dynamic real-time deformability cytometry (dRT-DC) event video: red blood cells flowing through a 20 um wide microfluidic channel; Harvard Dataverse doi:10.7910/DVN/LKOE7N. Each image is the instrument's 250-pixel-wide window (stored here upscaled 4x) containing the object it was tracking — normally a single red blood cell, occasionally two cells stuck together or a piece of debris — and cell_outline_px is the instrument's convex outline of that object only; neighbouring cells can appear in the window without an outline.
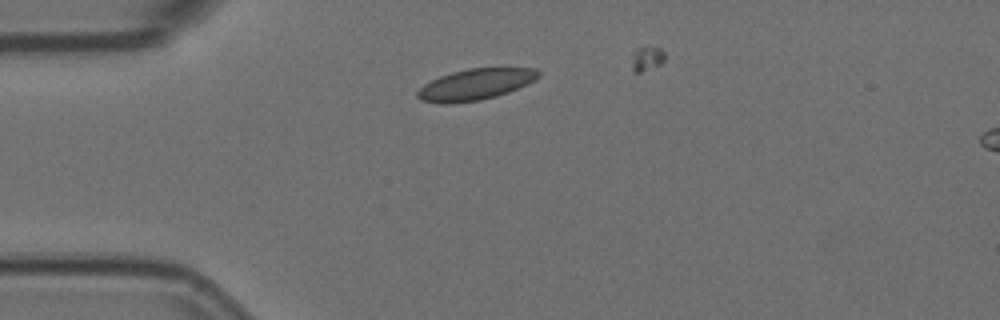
{"species": "Egyptian fruit bat (a non-hibernating species)", "species_latin": "Rousettus aegyptiacus", "temperature_condition": "room temperature", "stored_images_in_passage": 11, "camera_frame_rate_fps": 3000, "um_per_image_px": 0.085, "animal": {"sex": "female"}, "frame": {"image": 1, "passage_image": 1, "time_ms": 0.0, "image_size_px": [1000, 320], "cell_outline_px": [[540, 76], [508, 92], [496, 96], [480, 100], [452, 104], [444, 104], [420, 100], [416, 96], [416, 92], [424, 84], [440, 76], [452, 72], [468, 68], [536, 68], [540, 72]], "centroid_in_image_um": [40.36, 7.18], "position_along_channel_um": 44.6, "area_um2": 21.79}}
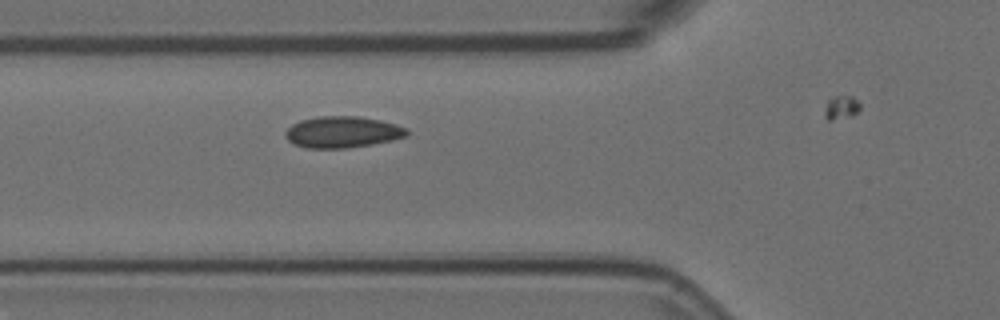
{"frame": {"image": 2, "passage_image": 7, "time_ms": 2.0, "image_size_px": [1000, 320], "cell_outline_px": [[408, 136], [392, 140], [372, 144], [348, 148], [304, 148], [288, 140], [284, 132], [292, 124], [300, 120], [316, 116], [360, 116], [380, 120], [396, 124], [408, 128]], "centroid_in_image_um": [29.12, 11.22], "position_along_channel_um": 96.7, "area_um2": 22.37}}
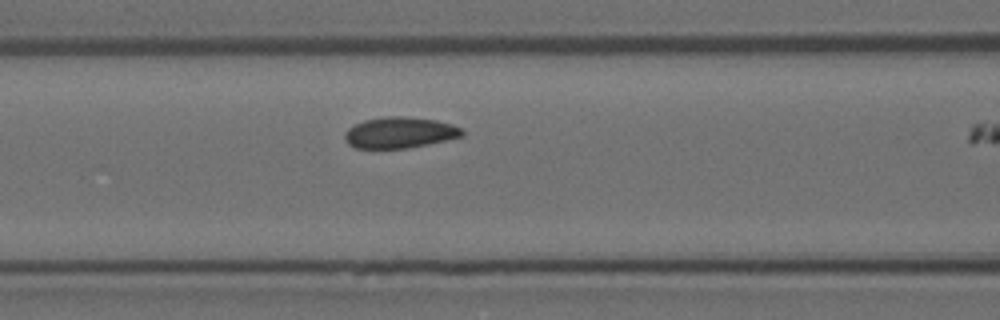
{"frame": {"image": 3, "passage_image": 10, "time_ms": 3.0, "image_size_px": [1000, 320], "cell_outline_px": [[464, 136], [448, 140], [408, 148], [356, 148], [348, 144], [344, 140], [344, 132], [348, 128], [364, 120], [384, 116], [404, 116], [436, 120], [452, 124], [460, 128], [464, 132]], "centroid_in_image_um": [33.97, 11.27], "position_along_channel_um": 132.6, "area_um2": 21.39}}